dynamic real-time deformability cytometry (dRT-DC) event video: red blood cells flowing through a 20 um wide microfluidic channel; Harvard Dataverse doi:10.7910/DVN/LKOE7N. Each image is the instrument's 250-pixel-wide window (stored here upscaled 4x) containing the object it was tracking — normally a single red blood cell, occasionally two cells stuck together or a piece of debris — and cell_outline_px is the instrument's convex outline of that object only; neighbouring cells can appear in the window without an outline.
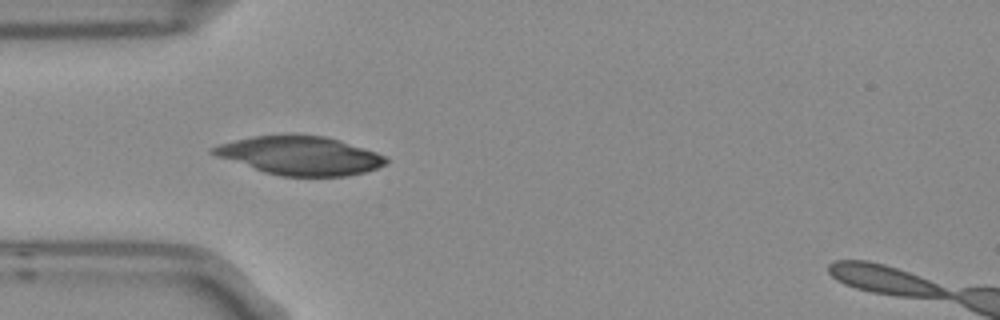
{"species": "Egyptian fruit bat (a non-hibernating species)", "species_latin": "Rousettus aegyptiacus", "temperature_condition": "room temperature", "stored_images_in_passage": 6, "camera_frame_rate_fps": 3000, "um_per_image_px": 0.085, "frame": {"image": 1, "passage_image": 5, "time_ms": 1.333, "image_size_px": [1000, 320], "cell_outline_px": [[388, 160], [384, 164], [376, 168], [364, 172], [348, 176], [280, 176], [264, 172], [216, 156], [208, 152], [208, 148], [220, 144], [252, 136], [324, 136], [340, 140], [388, 156]], "centroid_in_image_um": [25.5, 13.24], "position_along_channel_um": 59.5, "area_um2": 38.44}}